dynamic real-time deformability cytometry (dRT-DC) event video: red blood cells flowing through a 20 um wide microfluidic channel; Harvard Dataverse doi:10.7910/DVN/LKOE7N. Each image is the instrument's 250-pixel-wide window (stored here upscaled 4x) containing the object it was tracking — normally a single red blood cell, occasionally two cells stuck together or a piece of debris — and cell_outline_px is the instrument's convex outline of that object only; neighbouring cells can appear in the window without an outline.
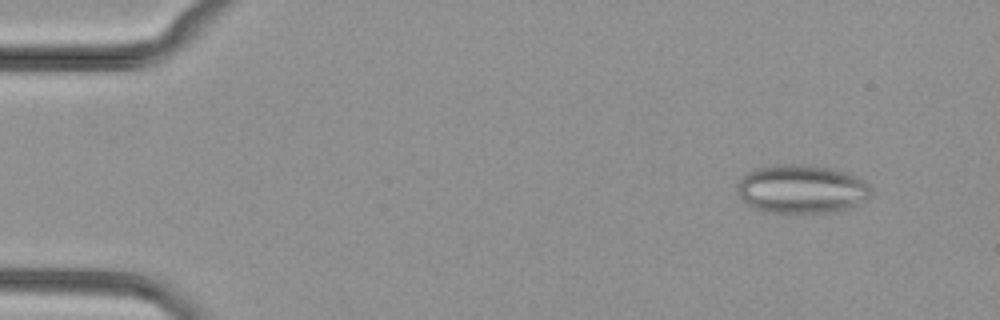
{"species": "common noctule bat (a hibernating species)", "species_latin": "Nyctalus noctula", "temperature_condition": "cold", "stored_images_in_passage": 51, "camera_frame_rate_fps": 3000, "um_per_image_px": 0.085, "animal": {"sex": "female", "body_mass_g": 29.2, "forearm_length_mm": 56.3}, "frame": {"image": 1, "passage_image": 5, "time_ms": 1.333, "image_size_px": [1000, 320], "cell_outline_px": [[872, 192], [868, 200], [844, 208], [828, 212], [764, 212], [748, 204], [736, 192], [736, 184], [748, 172], [756, 168], [776, 164], [808, 164], [832, 168], [848, 172], [856, 176], [872, 188]], "centroid_in_image_um": [68.13, 16.04], "position_along_channel_um": 16.9, "area_um2": 37.86}}
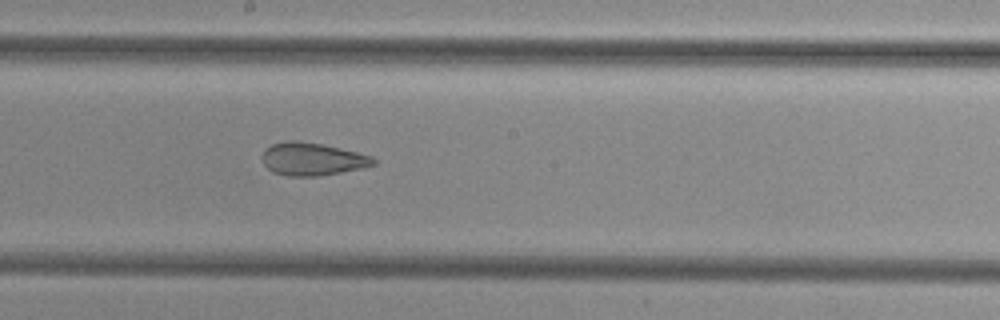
{"frame": {"image": 2, "passage_image": 28, "time_ms": 9.0, "image_size_px": [1000, 320], "cell_outline_px": [[376, 164], [364, 168], [316, 176], [288, 176], [272, 172], [264, 164], [260, 156], [264, 148], [272, 144], [284, 140], [296, 140], [320, 144], [356, 152], [372, 156], [376, 160]], "centroid_in_image_um": [26.5, 13.52], "position_along_channel_um": 221.7, "area_um2": 21.33}}
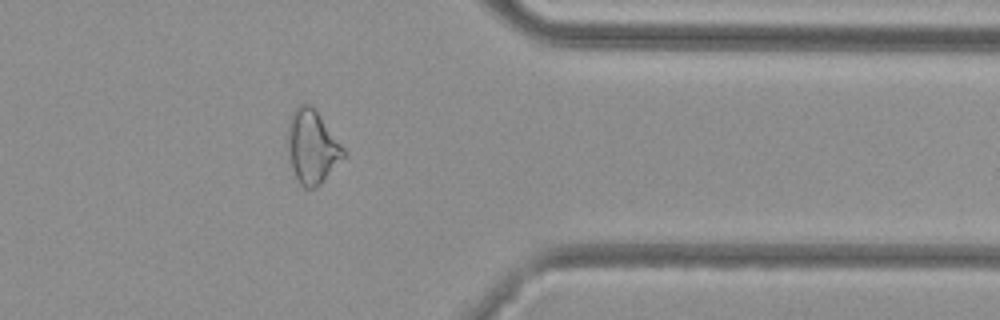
{"frame": {"image": 3, "passage_image": 41, "time_ms": 13.333, "image_size_px": [1000, 320], "cell_outline_px": [[344, 156], [320, 184], [316, 188], [304, 188], [300, 184], [292, 168], [288, 152], [288, 124], [292, 112], [300, 104], [308, 104], [316, 112], [344, 148]], "centroid_in_image_um": [26.5, 12.5], "position_along_channel_um": 384.9, "area_um2": 23.12}}